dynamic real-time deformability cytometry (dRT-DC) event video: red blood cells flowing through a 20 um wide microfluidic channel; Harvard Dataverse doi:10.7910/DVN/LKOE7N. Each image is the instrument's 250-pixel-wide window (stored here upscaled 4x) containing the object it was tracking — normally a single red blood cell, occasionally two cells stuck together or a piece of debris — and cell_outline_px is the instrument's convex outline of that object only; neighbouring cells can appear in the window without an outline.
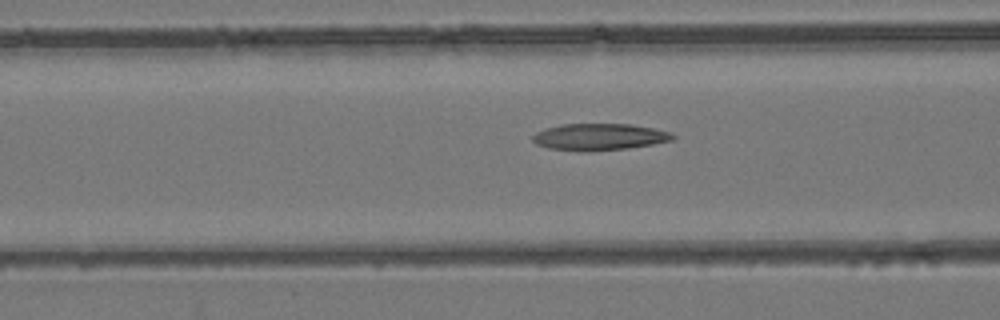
{"species": "common noctule bat (a hibernating species)", "species_latin": "Nyctalus noctula", "temperature_condition": "room temperature", "stored_images_in_passage": 23, "camera_frame_rate_fps": 3000, "um_per_image_px": 0.085, "animal": {"sex": "female", "body_mass_g": 24.6, "forearm_length_mm": 56.2}, "frame": {"image": 1, "passage_image": 4, "time_ms": 1.0, "image_size_px": [1000, 320], "cell_outline_px": [[676, 136], [672, 140], [652, 144], [628, 148], [548, 148], [536, 144], [532, 140], [532, 136], [536, 132], [544, 128], [560, 124], [632, 124], [672, 132]], "centroid_in_image_um": [50.97, 11.57], "position_along_channel_um": 115.6, "area_um2": 20.81}}
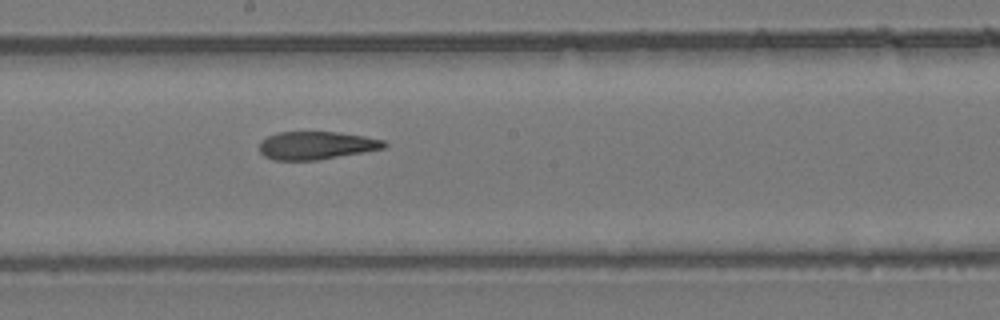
{"frame": {"image": 2, "passage_image": 12, "time_ms": 3.667, "image_size_px": [1000, 320], "cell_outline_px": [[388, 144], [384, 148], [316, 160], [272, 160], [264, 156], [260, 152], [260, 140], [276, 132], [336, 132], [364, 136], [384, 140]], "centroid_in_image_um": [26.85, 12.35], "position_along_channel_um": 221.4, "area_um2": 20.23}}
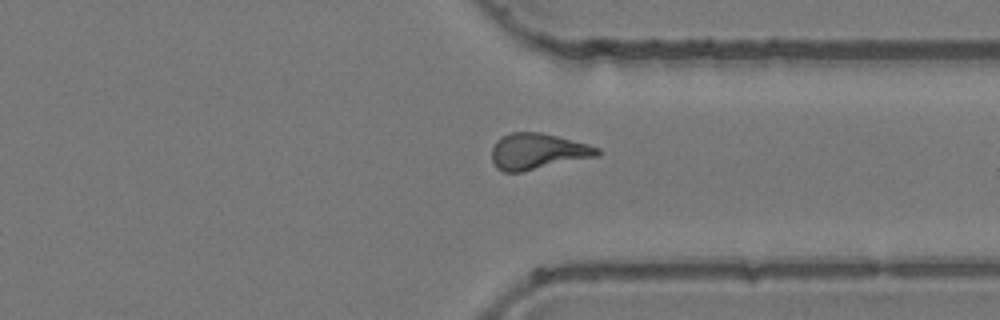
{"frame": {"image": 3, "passage_image": 23, "time_ms": 7.333, "image_size_px": [1000, 320], "cell_outline_px": [[600, 156], [520, 172], [504, 172], [496, 168], [492, 160], [492, 148], [496, 140], [500, 136], [512, 132], [540, 132], [588, 144], [600, 148]], "centroid_in_image_um": [45.69, 12.87], "position_along_channel_um": 365.7, "area_um2": 22.25}}